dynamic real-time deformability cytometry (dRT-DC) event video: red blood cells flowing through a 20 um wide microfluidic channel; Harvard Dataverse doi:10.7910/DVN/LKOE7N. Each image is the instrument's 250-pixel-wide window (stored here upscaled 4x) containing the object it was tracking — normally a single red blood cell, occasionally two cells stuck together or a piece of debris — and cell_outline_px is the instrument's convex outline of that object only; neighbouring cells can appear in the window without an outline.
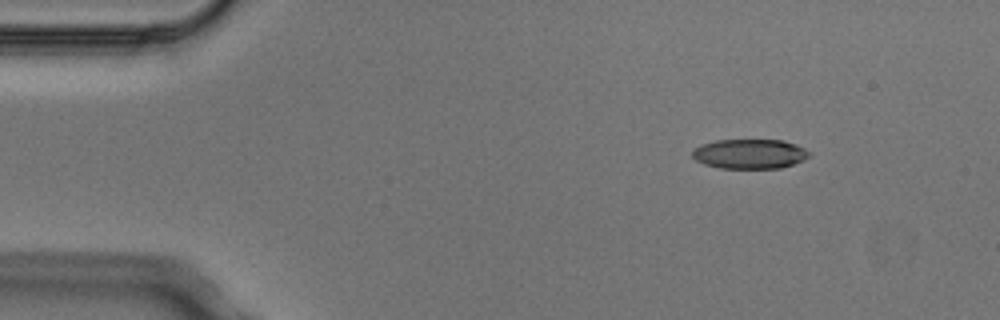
{"species": "Egyptian fruit bat (a non-hibernating species)", "species_latin": "Rousettus aegyptiacus", "temperature_condition": "cold", "stored_images_in_passage": 3, "camera_frame_rate_fps": 3000, "um_per_image_px": 0.085, "animal": {"sex": "male"}, "frame": {"image": 1, "passage_image": 1, "time_ms": 0.0, "image_size_px": [1000, 320], "cell_outline_px": [[812, 152], [804, 160], [780, 168], [720, 168], [704, 164], [696, 160], [692, 156], [692, 152], [700, 144], [716, 140], [784, 140], [796, 144]], "centroid_in_image_um": [63.73, 13.07], "position_along_channel_um": 21.3, "area_um2": 20.23}}